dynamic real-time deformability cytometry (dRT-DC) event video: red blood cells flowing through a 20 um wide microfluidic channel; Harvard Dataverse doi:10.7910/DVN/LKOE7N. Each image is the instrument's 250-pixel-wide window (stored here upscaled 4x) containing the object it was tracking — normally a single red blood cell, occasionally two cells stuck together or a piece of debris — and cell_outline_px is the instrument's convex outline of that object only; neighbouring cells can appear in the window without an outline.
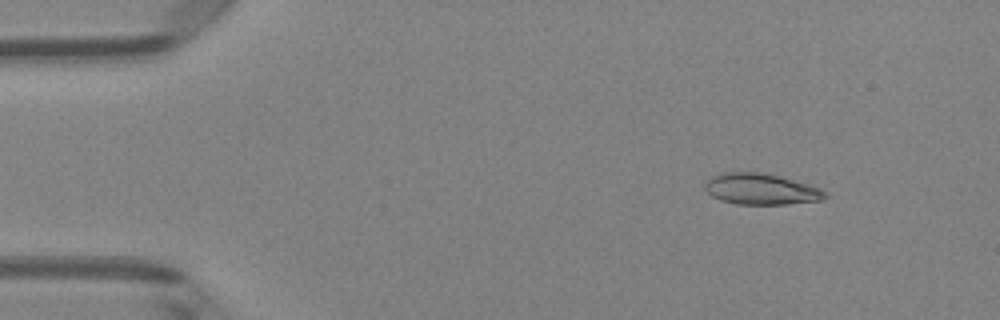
{"species": "Egyptian fruit bat (a non-hibernating species)", "species_latin": "Rousettus aegyptiacus", "temperature_condition": "room temperature", "stored_images_in_passage": 5, "camera_frame_rate_fps": 3000, "um_per_image_px": 0.085, "animal": {"sex": "female"}, "frame": {"image": 1, "passage_image": 2, "time_ms": 0.333, "image_size_px": [1000, 320], "cell_outline_px": [[828, 196], [820, 200], [788, 204], [736, 204], [720, 200], [712, 196], [704, 188], [704, 184], [712, 176], [720, 172], [756, 172], [776, 176], [808, 184], [820, 188], [828, 192]], "centroid_in_image_um": [64.67, 16.08], "position_along_channel_um": 20.3, "area_um2": 21.62}}
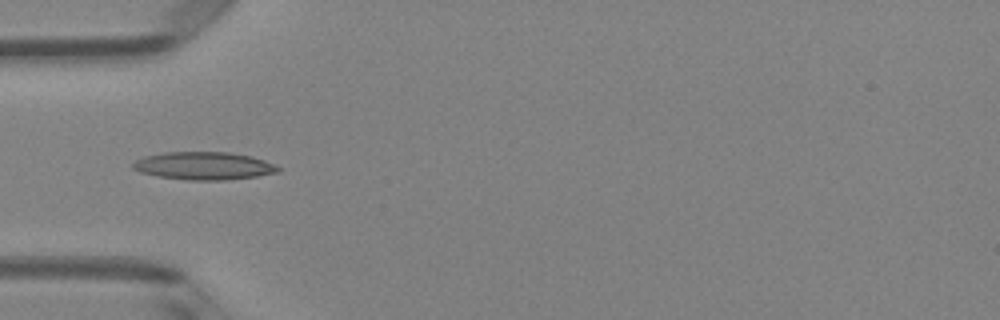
{"frame": {"image": 2, "passage_image": 4, "time_ms": 1.0, "image_size_px": [1000, 320], "cell_outline_px": [[280, 172], [256, 176], [224, 180], [188, 180], [160, 176], [140, 172], [132, 168], [132, 164], [136, 160], [144, 156], [164, 152], [228, 152], [252, 156], [264, 160], [280, 168]], "centroid_in_image_um": [17.32, 14.09], "position_along_channel_um": 67.7, "area_um2": 23.41}}
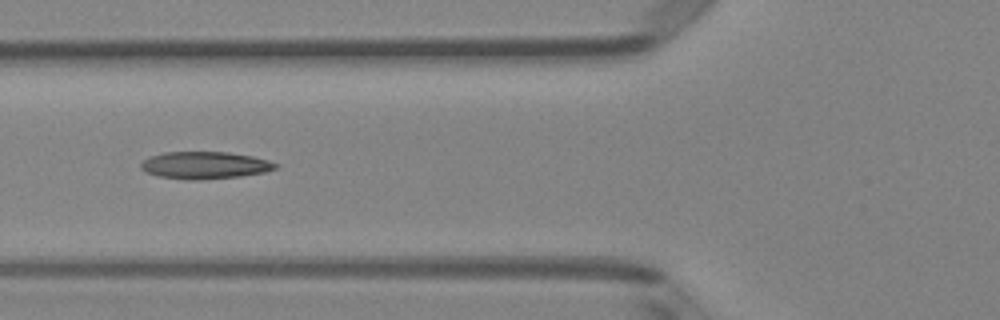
{"frame": {"image": 3, "passage_image": 5, "time_ms": 1.333, "image_size_px": [1000, 320], "cell_outline_px": [[280, 164], [276, 168], [264, 172], [240, 176], [200, 180], [188, 180], [156, 176], [140, 168], [140, 164], [144, 160], [152, 156], [164, 152], [228, 152], [252, 156], [268, 160]], "centroid_in_image_um": [17.42, 14.05], "position_along_channel_um": 108.4, "area_um2": 21.33}}